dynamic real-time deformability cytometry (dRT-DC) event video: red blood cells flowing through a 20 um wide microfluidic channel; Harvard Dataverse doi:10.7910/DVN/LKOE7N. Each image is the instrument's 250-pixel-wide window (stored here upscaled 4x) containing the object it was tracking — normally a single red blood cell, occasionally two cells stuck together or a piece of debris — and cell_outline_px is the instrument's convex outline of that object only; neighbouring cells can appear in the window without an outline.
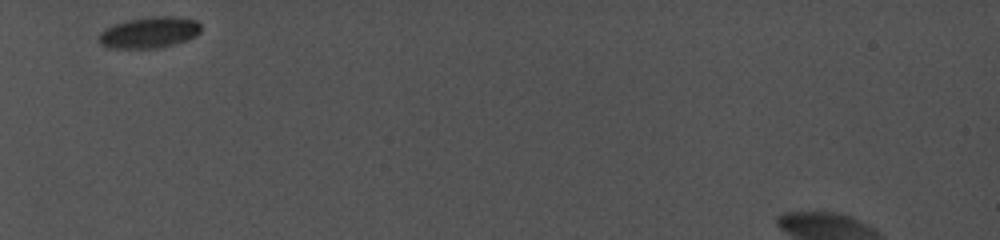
{"species": "common noctule bat (a hibernating species)", "species_latin": "Nyctalus noctula", "temperature_condition": "cold", "stored_images_in_passage": 8, "camera_frame_rate_fps": 5000, "um_per_image_px": 0.085, "animal": {"sex": "female", "body_mass_g": 19.0, "forearm_length_mm": 56.7}, "frame": {"image": 1, "passage_image": 1, "time_ms": 0.0, "image_size_px": [1000, 240], "cell_outline_px": [[200, 32], [196, 36], [188, 40], [176, 44], [160, 48], [108, 48], [100, 44], [100, 32], [104, 28], [128, 20], [148, 16], [172, 16], [196, 20], [200, 24]], "centroid_in_image_um": [12.71, 2.76], "position_along_channel_um": 72.3, "area_um2": 18.67}}